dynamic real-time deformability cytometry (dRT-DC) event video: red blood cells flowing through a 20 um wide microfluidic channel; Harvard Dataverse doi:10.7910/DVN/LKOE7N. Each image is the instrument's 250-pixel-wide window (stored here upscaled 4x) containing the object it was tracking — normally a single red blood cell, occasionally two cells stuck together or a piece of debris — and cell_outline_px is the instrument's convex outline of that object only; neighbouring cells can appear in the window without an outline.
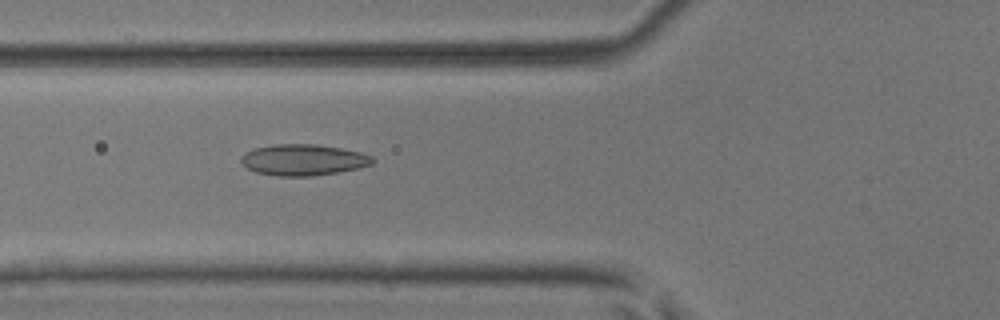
{"species": "common noctule bat (a hibernating species)", "species_latin": "Nyctalus noctula", "temperature_condition": "room temperature", "stored_images_in_passage": 6, "camera_frame_rate_fps": 3000, "um_per_image_px": 0.085, "animal": {"sex": "male", "body_mass_g": 17.9, "forearm_length_mm": 54.2}, "frame": {"image": 1, "passage_image": 5, "time_ms": 1.333, "image_size_px": [1000, 320], "cell_outline_px": [[376, 160], [372, 164], [360, 168], [312, 176], [276, 176], [256, 172], [248, 168], [240, 160], [244, 152], [252, 148], [272, 144], [316, 144], [340, 148], [360, 152], [372, 156]], "centroid_in_image_um": [25.77, 13.58], "position_along_channel_um": 100.0, "area_um2": 23.99}}